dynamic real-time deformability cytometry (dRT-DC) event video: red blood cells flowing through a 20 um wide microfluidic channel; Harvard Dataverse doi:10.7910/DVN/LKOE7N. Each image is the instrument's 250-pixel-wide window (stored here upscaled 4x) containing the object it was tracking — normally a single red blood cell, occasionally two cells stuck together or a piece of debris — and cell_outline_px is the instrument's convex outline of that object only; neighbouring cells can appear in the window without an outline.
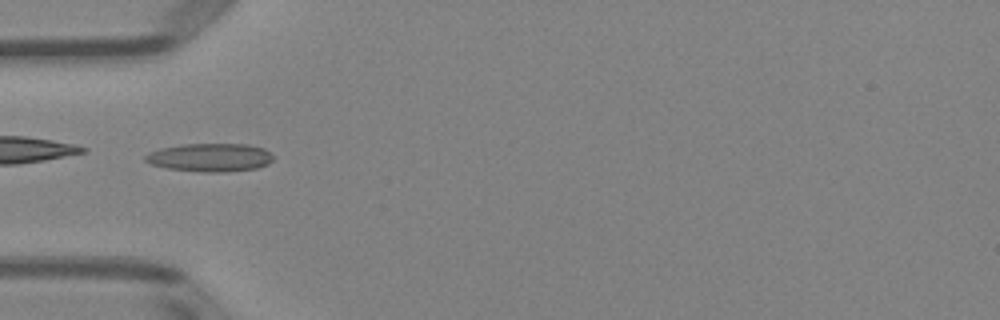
{"species": "Egyptian fruit bat (a non-hibernating species)", "species_latin": "Rousettus aegyptiacus", "temperature_condition": "room temperature", "stored_images_in_passage": 6, "camera_frame_rate_fps": 3000, "um_per_image_px": 0.085, "animal": {"sex": "female"}, "frame": {"image": 1, "passage_image": 6, "time_ms": 5.667, "image_size_px": [1000, 320], "cell_outline_px": [[272, 160], [268, 164], [256, 168], [228, 172], [204, 172], [168, 168], [148, 164], [144, 160], [144, 156], [148, 152], [160, 148], [184, 144], [248, 144], [264, 148], [272, 156]], "centroid_in_image_um": [17.82, 13.38], "position_along_channel_um": 67.2, "area_um2": 21.15}}